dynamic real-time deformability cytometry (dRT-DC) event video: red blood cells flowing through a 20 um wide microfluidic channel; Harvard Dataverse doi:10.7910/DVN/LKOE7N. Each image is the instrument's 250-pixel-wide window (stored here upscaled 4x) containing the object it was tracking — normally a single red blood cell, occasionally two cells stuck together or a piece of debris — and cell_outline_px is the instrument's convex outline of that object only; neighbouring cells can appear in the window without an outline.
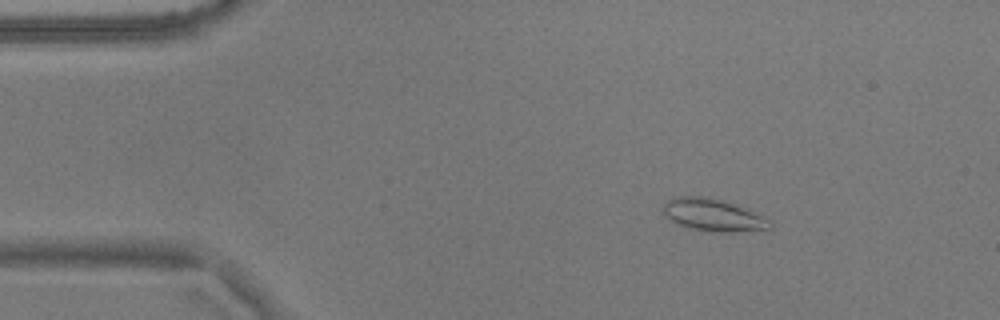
{"species": "common noctule bat (a hibernating species)", "species_latin": "Nyctalus noctula", "temperature_condition": "warm", "stored_images_in_passage": 54, "camera_frame_rate_fps": 3000, "um_per_image_px": 0.085, "animal": {"sex": "male", "body_mass_g": 17.9}, "frame": {"image": 1, "passage_image": 7, "time_ms": 2.0, "image_size_px": [1000, 320], "cell_outline_px": [[772, 228], [732, 232], [720, 232], [692, 228], [676, 224], [664, 212], [664, 204], [668, 200], [680, 196], [704, 196], [724, 200], [748, 208], [772, 220]], "centroid_in_image_um": [60.7, 18.26], "position_along_channel_um": 24.3, "area_um2": 20.06}}
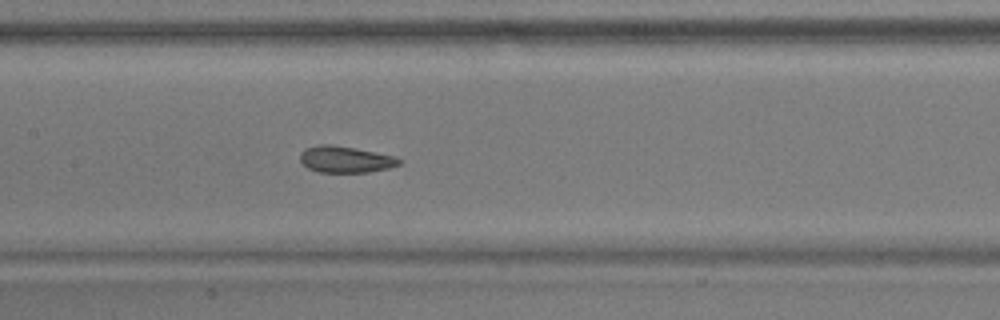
{"frame": {"image": 2, "passage_image": 25, "time_ms": 8.0, "image_size_px": [1000, 320], "cell_outline_px": [[404, 160], [400, 164], [388, 168], [368, 172], [320, 172], [308, 168], [300, 160], [300, 152], [304, 148], [320, 144], [328, 144], [356, 148], [396, 156]], "centroid_in_image_um": [29.38, 13.54], "position_along_channel_um": 178.0, "area_um2": 15.37}}
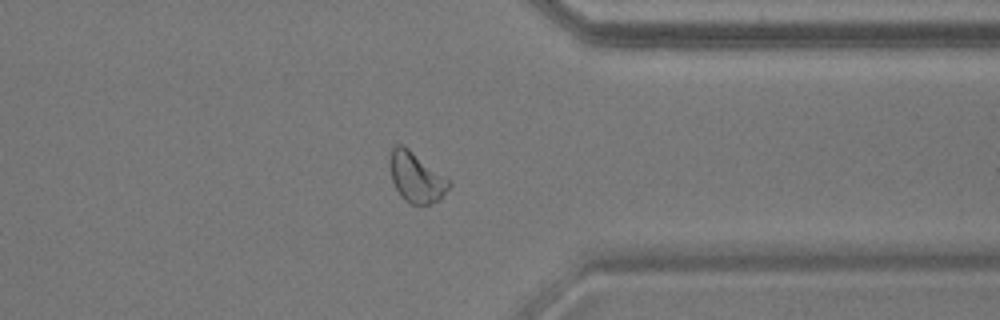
{"frame": {"image": 3, "passage_image": 42, "time_ms": 13.667, "image_size_px": [1000, 320], "cell_outline_px": [[452, 184], [440, 200], [428, 204], [412, 204], [404, 200], [400, 196], [392, 180], [388, 160], [392, 148], [396, 144], [404, 144], [448, 180]], "centroid_in_image_um": [35.34, 15.06], "position_along_channel_um": 376.1, "area_um2": 17.17}, "authors_computed_cell_mechanics": {"area_um2": 17.5134, "velocity_mm_per_s": 3.6108, "shape_relaxation_time_tau1_ms": 5.5647, "shape_relaxation_time_tau2_ms": 2.1998, "deformation_change_tau1": 0.0958, "deformation_change_tau2": 0.0785}}